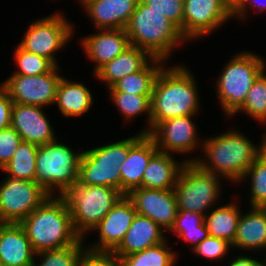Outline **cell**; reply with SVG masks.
Segmentation results:
<instances>
[{
	"mask_svg": "<svg viewBox=\"0 0 266 266\" xmlns=\"http://www.w3.org/2000/svg\"><path fill=\"white\" fill-rule=\"evenodd\" d=\"M228 128L218 135L203 136V154L192 155L191 162H195L204 171L223 178L230 185L238 186L248 168L263 152V137L255 144V139L249 138L247 131L245 134L233 125Z\"/></svg>",
	"mask_w": 266,
	"mask_h": 266,
	"instance_id": "obj_1",
	"label": "cell"
},
{
	"mask_svg": "<svg viewBox=\"0 0 266 266\" xmlns=\"http://www.w3.org/2000/svg\"><path fill=\"white\" fill-rule=\"evenodd\" d=\"M185 63L166 64L154 83L151 96L150 131L164 120L203 111L200 84Z\"/></svg>",
	"mask_w": 266,
	"mask_h": 266,
	"instance_id": "obj_2",
	"label": "cell"
},
{
	"mask_svg": "<svg viewBox=\"0 0 266 266\" xmlns=\"http://www.w3.org/2000/svg\"><path fill=\"white\" fill-rule=\"evenodd\" d=\"M35 253L65 248L82 238L76 233L62 196H49L21 223Z\"/></svg>",
	"mask_w": 266,
	"mask_h": 266,
	"instance_id": "obj_3",
	"label": "cell"
},
{
	"mask_svg": "<svg viewBox=\"0 0 266 266\" xmlns=\"http://www.w3.org/2000/svg\"><path fill=\"white\" fill-rule=\"evenodd\" d=\"M130 45L147 51L153 58L173 60V53L189 45L180 29L163 14L140 0L125 27Z\"/></svg>",
	"mask_w": 266,
	"mask_h": 266,
	"instance_id": "obj_4",
	"label": "cell"
},
{
	"mask_svg": "<svg viewBox=\"0 0 266 266\" xmlns=\"http://www.w3.org/2000/svg\"><path fill=\"white\" fill-rule=\"evenodd\" d=\"M264 57L254 51L241 50L224 62L213 84L224 119H230L242 107L253 83L266 70Z\"/></svg>",
	"mask_w": 266,
	"mask_h": 266,
	"instance_id": "obj_5",
	"label": "cell"
},
{
	"mask_svg": "<svg viewBox=\"0 0 266 266\" xmlns=\"http://www.w3.org/2000/svg\"><path fill=\"white\" fill-rule=\"evenodd\" d=\"M82 153L69 146L68 142L65 143L61 137L39 146L35 181L50 196H63L78 182Z\"/></svg>",
	"mask_w": 266,
	"mask_h": 266,
	"instance_id": "obj_6",
	"label": "cell"
},
{
	"mask_svg": "<svg viewBox=\"0 0 266 266\" xmlns=\"http://www.w3.org/2000/svg\"><path fill=\"white\" fill-rule=\"evenodd\" d=\"M144 135L140 131L128 138L109 141L83 150L78 184L113 187L121 192V168L129 149Z\"/></svg>",
	"mask_w": 266,
	"mask_h": 266,
	"instance_id": "obj_7",
	"label": "cell"
},
{
	"mask_svg": "<svg viewBox=\"0 0 266 266\" xmlns=\"http://www.w3.org/2000/svg\"><path fill=\"white\" fill-rule=\"evenodd\" d=\"M123 194L107 186L75 183L62 197L66 200L73 227L83 239L106 216Z\"/></svg>",
	"mask_w": 266,
	"mask_h": 266,
	"instance_id": "obj_8",
	"label": "cell"
},
{
	"mask_svg": "<svg viewBox=\"0 0 266 266\" xmlns=\"http://www.w3.org/2000/svg\"><path fill=\"white\" fill-rule=\"evenodd\" d=\"M224 179L186 162L178 175L174 193L179 210L206 215L224 199ZM223 197V198H222Z\"/></svg>",
	"mask_w": 266,
	"mask_h": 266,
	"instance_id": "obj_9",
	"label": "cell"
},
{
	"mask_svg": "<svg viewBox=\"0 0 266 266\" xmlns=\"http://www.w3.org/2000/svg\"><path fill=\"white\" fill-rule=\"evenodd\" d=\"M63 13L57 9L50 15L31 21L18 45L25 51L42 56L54 66L60 67L57 53L68 47L76 32V25Z\"/></svg>",
	"mask_w": 266,
	"mask_h": 266,
	"instance_id": "obj_10",
	"label": "cell"
},
{
	"mask_svg": "<svg viewBox=\"0 0 266 266\" xmlns=\"http://www.w3.org/2000/svg\"><path fill=\"white\" fill-rule=\"evenodd\" d=\"M198 115L180 116L159 122L148 135L154 140L159 151L185 156L191 162L189 154L201 152L203 139L196 124ZM196 119V120H195ZM188 154V155H187Z\"/></svg>",
	"mask_w": 266,
	"mask_h": 266,
	"instance_id": "obj_11",
	"label": "cell"
},
{
	"mask_svg": "<svg viewBox=\"0 0 266 266\" xmlns=\"http://www.w3.org/2000/svg\"><path fill=\"white\" fill-rule=\"evenodd\" d=\"M49 196L36 181L3 174L0 181V223H21Z\"/></svg>",
	"mask_w": 266,
	"mask_h": 266,
	"instance_id": "obj_12",
	"label": "cell"
},
{
	"mask_svg": "<svg viewBox=\"0 0 266 266\" xmlns=\"http://www.w3.org/2000/svg\"><path fill=\"white\" fill-rule=\"evenodd\" d=\"M62 67L55 66L50 72L35 75H10L0 85L8 92L13 103L36 105L46 109L55 103Z\"/></svg>",
	"mask_w": 266,
	"mask_h": 266,
	"instance_id": "obj_13",
	"label": "cell"
},
{
	"mask_svg": "<svg viewBox=\"0 0 266 266\" xmlns=\"http://www.w3.org/2000/svg\"><path fill=\"white\" fill-rule=\"evenodd\" d=\"M232 20L233 15L220 0H184L183 37L190 44L209 39Z\"/></svg>",
	"mask_w": 266,
	"mask_h": 266,
	"instance_id": "obj_14",
	"label": "cell"
},
{
	"mask_svg": "<svg viewBox=\"0 0 266 266\" xmlns=\"http://www.w3.org/2000/svg\"><path fill=\"white\" fill-rule=\"evenodd\" d=\"M138 212L132 201L123 195L106 216L92 229L95 240L84 243L89 251L112 253L122 242Z\"/></svg>",
	"mask_w": 266,
	"mask_h": 266,
	"instance_id": "obj_15",
	"label": "cell"
},
{
	"mask_svg": "<svg viewBox=\"0 0 266 266\" xmlns=\"http://www.w3.org/2000/svg\"><path fill=\"white\" fill-rule=\"evenodd\" d=\"M139 215L148 217L168 232L173 226L178 205L173 189L135 188L127 194Z\"/></svg>",
	"mask_w": 266,
	"mask_h": 266,
	"instance_id": "obj_16",
	"label": "cell"
},
{
	"mask_svg": "<svg viewBox=\"0 0 266 266\" xmlns=\"http://www.w3.org/2000/svg\"><path fill=\"white\" fill-rule=\"evenodd\" d=\"M44 107L13 103L11 126L21 136L22 141L42 146L56 141L52 122L44 111Z\"/></svg>",
	"mask_w": 266,
	"mask_h": 266,
	"instance_id": "obj_17",
	"label": "cell"
},
{
	"mask_svg": "<svg viewBox=\"0 0 266 266\" xmlns=\"http://www.w3.org/2000/svg\"><path fill=\"white\" fill-rule=\"evenodd\" d=\"M78 39L85 57L94 64L91 75L130 46L125 29H96V32Z\"/></svg>",
	"mask_w": 266,
	"mask_h": 266,
	"instance_id": "obj_18",
	"label": "cell"
},
{
	"mask_svg": "<svg viewBox=\"0 0 266 266\" xmlns=\"http://www.w3.org/2000/svg\"><path fill=\"white\" fill-rule=\"evenodd\" d=\"M247 209V211L242 209L238 220L236 236L232 243L234 253L237 251L238 255L239 250L240 253H254L266 257V209L262 207Z\"/></svg>",
	"mask_w": 266,
	"mask_h": 266,
	"instance_id": "obj_19",
	"label": "cell"
},
{
	"mask_svg": "<svg viewBox=\"0 0 266 266\" xmlns=\"http://www.w3.org/2000/svg\"><path fill=\"white\" fill-rule=\"evenodd\" d=\"M139 0H91L81 9L96 29H125Z\"/></svg>",
	"mask_w": 266,
	"mask_h": 266,
	"instance_id": "obj_20",
	"label": "cell"
},
{
	"mask_svg": "<svg viewBox=\"0 0 266 266\" xmlns=\"http://www.w3.org/2000/svg\"><path fill=\"white\" fill-rule=\"evenodd\" d=\"M35 254L20 223H0V264L32 266Z\"/></svg>",
	"mask_w": 266,
	"mask_h": 266,
	"instance_id": "obj_21",
	"label": "cell"
},
{
	"mask_svg": "<svg viewBox=\"0 0 266 266\" xmlns=\"http://www.w3.org/2000/svg\"><path fill=\"white\" fill-rule=\"evenodd\" d=\"M82 81L63 75L56 94L54 106L64 118H80L91 111L96 101L92 90ZM95 102V103H94ZM94 104V105H93Z\"/></svg>",
	"mask_w": 266,
	"mask_h": 266,
	"instance_id": "obj_22",
	"label": "cell"
},
{
	"mask_svg": "<svg viewBox=\"0 0 266 266\" xmlns=\"http://www.w3.org/2000/svg\"><path fill=\"white\" fill-rule=\"evenodd\" d=\"M167 239L166 231L152 219L137 215L120 245L112 252L118 259L146 248L161 244Z\"/></svg>",
	"mask_w": 266,
	"mask_h": 266,
	"instance_id": "obj_23",
	"label": "cell"
},
{
	"mask_svg": "<svg viewBox=\"0 0 266 266\" xmlns=\"http://www.w3.org/2000/svg\"><path fill=\"white\" fill-rule=\"evenodd\" d=\"M158 151L154 140L144 134L130 149L121 168V193L127 195L135 188L142 187L145 168L151 157Z\"/></svg>",
	"mask_w": 266,
	"mask_h": 266,
	"instance_id": "obj_24",
	"label": "cell"
},
{
	"mask_svg": "<svg viewBox=\"0 0 266 266\" xmlns=\"http://www.w3.org/2000/svg\"><path fill=\"white\" fill-rule=\"evenodd\" d=\"M152 59L153 57L147 51L130 45L92 76L109 89L125 76L142 70Z\"/></svg>",
	"mask_w": 266,
	"mask_h": 266,
	"instance_id": "obj_25",
	"label": "cell"
},
{
	"mask_svg": "<svg viewBox=\"0 0 266 266\" xmlns=\"http://www.w3.org/2000/svg\"><path fill=\"white\" fill-rule=\"evenodd\" d=\"M175 154L157 151L145 168L142 179V188L174 189L183 165L184 158L177 159ZM181 160V161H179Z\"/></svg>",
	"mask_w": 266,
	"mask_h": 266,
	"instance_id": "obj_26",
	"label": "cell"
},
{
	"mask_svg": "<svg viewBox=\"0 0 266 266\" xmlns=\"http://www.w3.org/2000/svg\"><path fill=\"white\" fill-rule=\"evenodd\" d=\"M230 201L227 204L226 201L225 204L222 201V205L219 203L211 209L204 216V222L211 236L233 243L237 232L238 220L242 212V204L240 199L234 195Z\"/></svg>",
	"mask_w": 266,
	"mask_h": 266,
	"instance_id": "obj_27",
	"label": "cell"
},
{
	"mask_svg": "<svg viewBox=\"0 0 266 266\" xmlns=\"http://www.w3.org/2000/svg\"><path fill=\"white\" fill-rule=\"evenodd\" d=\"M107 98L119 112L123 118L124 124H130L139 116H146L145 126L140 130L141 133L148 134L150 132L151 117V96L152 95H136L125 92H107Z\"/></svg>",
	"mask_w": 266,
	"mask_h": 266,
	"instance_id": "obj_28",
	"label": "cell"
},
{
	"mask_svg": "<svg viewBox=\"0 0 266 266\" xmlns=\"http://www.w3.org/2000/svg\"><path fill=\"white\" fill-rule=\"evenodd\" d=\"M166 64L164 60L153 58L142 70L120 79L107 92L152 95L156 78Z\"/></svg>",
	"mask_w": 266,
	"mask_h": 266,
	"instance_id": "obj_29",
	"label": "cell"
},
{
	"mask_svg": "<svg viewBox=\"0 0 266 266\" xmlns=\"http://www.w3.org/2000/svg\"><path fill=\"white\" fill-rule=\"evenodd\" d=\"M168 233L177 237L176 243L184 241L189 244V252L210 235L204 222V215L185 210H178L176 220Z\"/></svg>",
	"mask_w": 266,
	"mask_h": 266,
	"instance_id": "obj_30",
	"label": "cell"
},
{
	"mask_svg": "<svg viewBox=\"0 0 266 266\" xmlns=\"http://www.w3.org/2000/svg\"><path fill=\"white\" fill-rule=\"evenodd\" d=\"M161 244L146 248L120 258L121 266H175L179 261V250L173 249L170 236Z\"/></svg>",
	"mask_w": 266,
	"mask_h": 266,
	"instance_id": "obj_31",
	"label": "cell"
},
{
	"mask_svg": "<svg viewBox=\"0 0 266 266\" xmlns=\"http://www.w3.org/2000/svg\"><path fill=\"white\" fill-rule=\"evenodd\" d=\"M38 147L35 144L22 141L11 160L0 172L12 178L35 181Z\"/></svg>",
	"mask_w": 266,
	"mask_h": 266,
	"instance_id": "obj_32",
	"label": "cell"
},
{
	"mask_svg": "<svg viewBox=\"0 0 266 266\" xmlns=\"http://www.w3.org/2000/svg\"><path fill=\"white\" fill-rule=\"evenodd\" d=\"M246 181V183H245ZM250 189L246 192L248 195V207L266 206V153L263 151L248 168L244 177L238 185L243 184Z\"/></svg>",
	"mask_w": 266,
	"mask_h": 266,
	"instance_id": "obj_33",
	"label": "cell"
},
{
	"mask_svg": "<svg viewBox=\"0 0 266 266\" xmlns=\"http://www.w3.org/2000/svg\"><path fill=\"white\" fill-rule=\"evenodd\" d=\"M240 113L257 122L259 127L266 125V70L253 83L242 107L230 119H236Z\"/></svg>",
	"mask_w": 266,
	"mask_h": 266,
	"instance_id": "obj_34",
	"label": "cell"
},
{
	"mask_svg": "<svg viewBox=\"0 0 266 266\" xmlns=\"http://www.w3.org/2000/svg\"><path fill=\"white\" fill-rule=\"evenodd\" d=\"M87 250L84 240L81 239L72 246L36 253L32 266H79Z\"/></svg>",
	"mask_w": 266,
	"mask_h": 266,
	"instance_id": "obj_35",
	"label": "cell"
},
{
	"mask_svg": "<svg viewBox=\"0 0 266 266\" xmlns=\"http://www.w3.org/2000/svg\"><path fill=\"white\" fill-rule=\"evenodd\" d=\"M12 54L15 70L10 75H42L55 67L48 59L25 51L18 44Z\"/></svg>",
	"mask_w": 266,
	"mask_h": 266,
	"instance_id": "obj_36",
	"label": "cell"
},
{
	"mask_svg": "<svg viewBox=\"0 0 266 266\" xmlns=\"http://www.w3.org/2000/svg\"><path fill=\"white\" fill-rule=\"evenodd\" d=\"M195 254V257H201V259H205V261L209 260L213 263L217 261L228 260V256H230L231 252H234L232 243L222 238H217L209 235L202 242H200L190 253ZM215 261V262H214Z\"/></svg>",
	"mask_w": 266,
	"mask_h": 266,
	"instance_id": "obj_37",
	"label": "cell"
},
{
	"mask_svg": "<svg viewBox=\"0 0 266 266\" xmlns=\"http://www.w3.org/2000/svg\"><path fill=\"white\" fill-rule=\"evenodd\" d=\"M172 21L183 35L184 0H140Z\"/></svg>",
	"mask_w": 266,
	"mask_h": 266,
	"instance_id": "obj_38",
	"label": "cell"
},
{
	"mask_svg": "<svg viewBox=\"0 0 266 266\" xmlns=\"http://www.w3.org/2000/svg\"><path fill=\"white\" fill-rule=\"evenodd\" d=\"M21 142V136L12 126L0 130V171L11 160Z\"/></svg>",
	"mask_w": 266,
	"mask_h": 266,
	"instance_id": "obj_39",
	"label": "cell"
},
{
	"mask_svg": "<svg viewBox=\"0 0 266 266\" xmlns=\"http://www.w3.org/2000/svg\"><path fill=\"white\" fill-rule=\"evenodd\" d=\"M79 266H121V262L113 253L87 250L82 256Z\"/></svg>",
	"mask_w": 266,
	"mask_h": 266,
	"instance_id": "obj_40",
	"label": "cell"
},
{
	"mask_svg": "<svg viewBox=\"0 0 266 266\" xmlns=\"http://www.w3.org/2000/svg\"><path fill=\"white\" fill-rule=\"evenodd\" d=\"M262 14L266 12V0H243L241 6L232 14L234 20H238L239 22L248 21L250 19V15L256 13ZM248 19V20H247Z\"/></svg>",
	"mask_w": 266,
	"mask_h": 266,
	"instance_id": "obj_41",
	"label": "cell"
},
{
	"mask_svg": "<svg viewBox=\"0 0 266 266\" xmlns=\"http://www.w3.org/2000/svg\"><path fill=\"white\" fill-rule=\"evenodd\" d=\"M238 254L239 255L237 256L236 252L235 254L232 253L231 255L232 257L226 260L228 262L225 261L224 265L220 266H266V257L264 256H260V258L258 259V255H256L257 256L256 257L255 254H247V253H238Z\"/></svg>",
	"mask_w": 266,
	"mask_h": 266,
	"instance_id": "obj_42",
	"label": "cell"
},
{
	"mask_svg": "<svg viewBox=\"0 0 266 266\" xmlns=\"http://www.w3.org/2000/svg\"><path fill=\"white\" fill-rule=\"evenodd\" d=\"M12 106L8 92L0 85V130L11 126Z\"/></svg>",
	"mask_w": 266,
	"mask_h": 266,
	"instance_id": "obj_43",
	"label": "cell"
},
{
	"mask_svg": "<svg viewBox=\"0 0 266 266\" xmlns=\"http://www.w3.org/2000/svg\"><path fill=\"white\" fill-rule=\"evenodd\" d=\"M226 9L233 14L240 6L243 0H220Z\"/></svg>",
	"mask_w": 266,
	"mask_h": 266,
	"instance_id": "obj_44",
	"label": "cell"
},
{
	"mask_svg": "<svg viewBox=\"0 0 266 266\" xmlns=\"http://www.w3.org/2000/svg\"><path fill=\"white\" fill-rule=\"evenodd\" d=\"M264 129H263V133H262V135H260V136H262L263 137V151L266 153V125L263 127Z\"/></svg>",
	"mask_w": 266,
	"mask_h": 266,
	"instance_id": "obj_45",
	"label": "cell"
},
{
	"mask_svg": "<svg viewBox=\"0 0 266 266\" xmlns=\"http://www.w3.org/2000/svg\"><path fill=\"white\" fill-rule=\"evenodd\" d=\"M91 0H76L75 3L79 4L80 8H82L87 2Z\"/></svg>",
	"mask_w": 266,
	"mask_h": 266,
	"instance_id": "obj_46",
	"label": "cell"
}]
</instances>
